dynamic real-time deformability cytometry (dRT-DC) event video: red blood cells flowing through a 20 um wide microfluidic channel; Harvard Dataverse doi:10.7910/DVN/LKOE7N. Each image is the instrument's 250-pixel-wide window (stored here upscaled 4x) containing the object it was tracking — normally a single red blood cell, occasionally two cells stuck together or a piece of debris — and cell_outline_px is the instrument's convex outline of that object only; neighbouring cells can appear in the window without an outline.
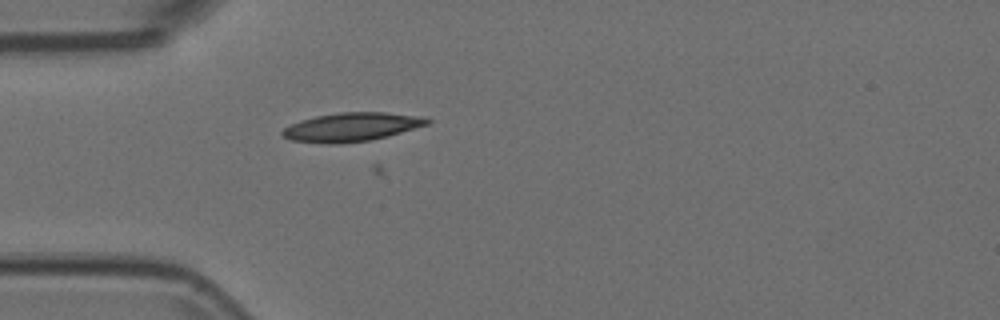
{"species": "Egyptian fruit bat (a non-hibernating species)", "species_latin": "Rousettus aegyptiacus", "temperature_condition": "room temperature", "stored_images_in_passage": 52, "camera_frame_rate_fps": 3000, "um_per_image_px": 0.085, "animal": {"sex": "female"}, "frame": {"image": 1, "passage_image": 18, "time_ms": 5.667, "image_size_px": [1000, 320], "cell_outline_px": [[432, 120], [428, 124], [388, 136], [368, 140], [336, 144], [328, 144], [292, 140], [284, 136], [280, 132], [284, 128], [300, 120], [316, 116], [340, 112], [384, 112], [416, 116]], "centroid_in_image_um": [29.85, 10.79], "position_along_channel_um": 55.1, "area_um2": 23.87}}
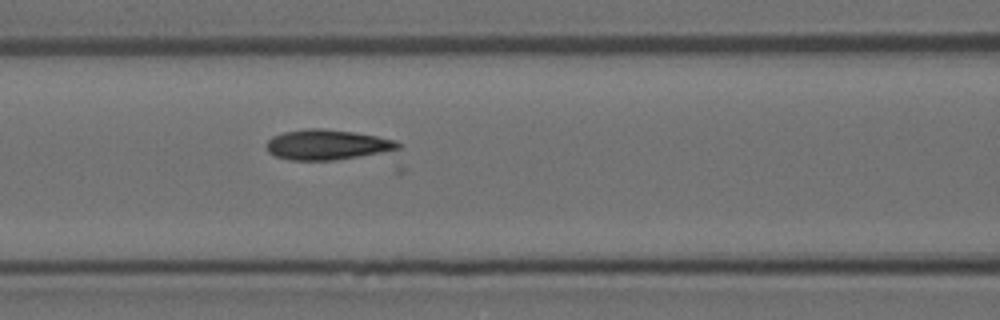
{"frame": {"image": 2, "passage_image": 25, "time_ms": 8.0, "image_size_px": [1000, 320], "cell_outline_px": [[400, 148], [360, 156], [336, 160], [288, 160], [276, 156], [268, 152], [264, 144], [272, 136], [284, 132], [308, 128], [324, 128], [352, 132], [376, 136], [396, 140], [400, 144]], "centroid_in_image_um": [27.74, 12.29], "position_along_channel_um": 138.9, "area_um2": 23.06}}
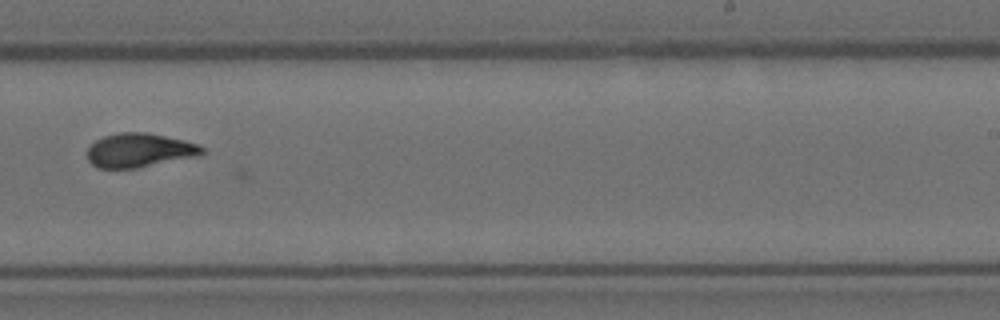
{"frame": {"image": 3, "passage_image": 36, "time_ms": 11.667, "image_size_px": [1000, 320], "cell_outline_px": [[204, 152], [200, 156], [136, 168], [96, 168], [88, 160], [88, 148], [96, 140], [104, 136], [120, 132], [148, 132], [184, 140], [200, 144], [204, 148]], "centroid_in_image_um": [11.88, 12.77], "position_along_channel_um": 277.1, "area_um2": 22.89}}